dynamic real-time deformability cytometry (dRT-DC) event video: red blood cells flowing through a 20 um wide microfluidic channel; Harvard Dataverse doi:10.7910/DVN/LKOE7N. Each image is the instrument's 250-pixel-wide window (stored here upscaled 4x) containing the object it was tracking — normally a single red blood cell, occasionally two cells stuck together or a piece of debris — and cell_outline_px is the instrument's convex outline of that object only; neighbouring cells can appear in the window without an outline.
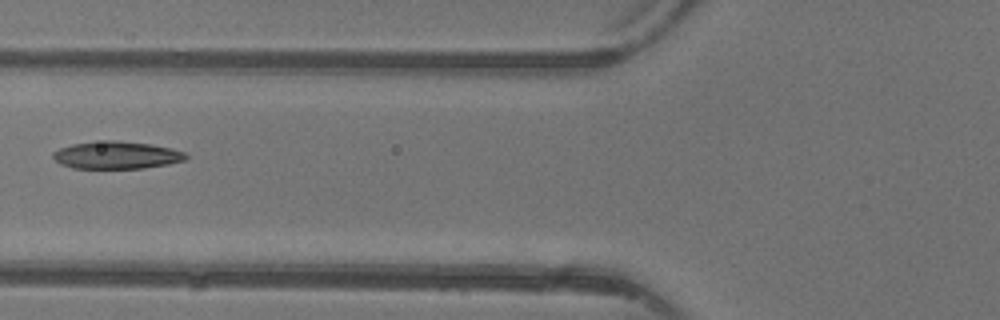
{"species": "common noctule bat (a hibernating species)", "species_latin": "Nyctalus noctula", "temperature_condition": "warm", "stored_images_in_passage": 4, "camera_frame_rate_fps": 3000, "um_per_image_px": 0.085, "animal": {"sex": "female"}, "frame": {"image": 1, "passage_image": 3, "time_ms": 2.333, "image_size_px": [1000, 320], "cell_outline_px": [[188, 156], [184, 160], [168, 164], [144, 168], [72, 168], [60, 164], [52, 156], [52, 152], [60, 148], [72, 144], [108, 140], [116, 140], [152, 144], [172, 148], [184, 152]], "centroid_in_image_um": [9.91, 13.18], "position_along_channel_um": 115.9, "area_um2": 21.27}}
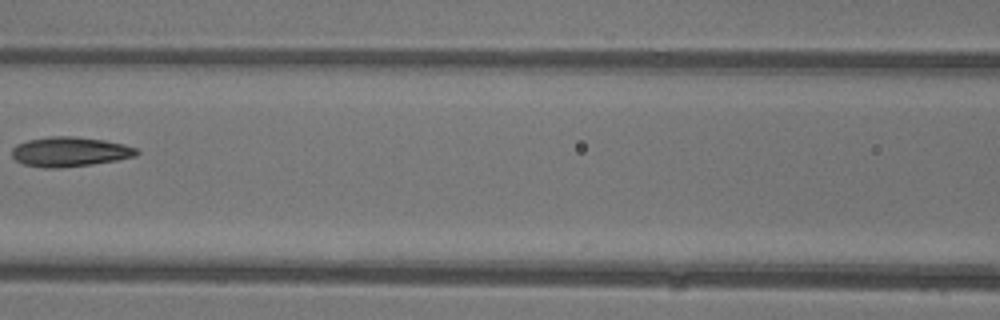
{"frame": {"image": 2, "passage_image": 4, "time_ms": 3.333, "image_size_px": [1000, 320], "cell_outline_px": [[140, 152], [136, 156], [116, 160], [92, 164], [60, 168], [44, 168], [24, 164], [16, 160], [12, 156], [12, 148], [16, 144], [28, 140], [48, 136], [72, 136], [104, 140], [124, 144], [136, 148]], "centroid_in_image_um": [5.92, 12.9], "position_along_channel_um": 160.7, "area_um2": 21.62}}